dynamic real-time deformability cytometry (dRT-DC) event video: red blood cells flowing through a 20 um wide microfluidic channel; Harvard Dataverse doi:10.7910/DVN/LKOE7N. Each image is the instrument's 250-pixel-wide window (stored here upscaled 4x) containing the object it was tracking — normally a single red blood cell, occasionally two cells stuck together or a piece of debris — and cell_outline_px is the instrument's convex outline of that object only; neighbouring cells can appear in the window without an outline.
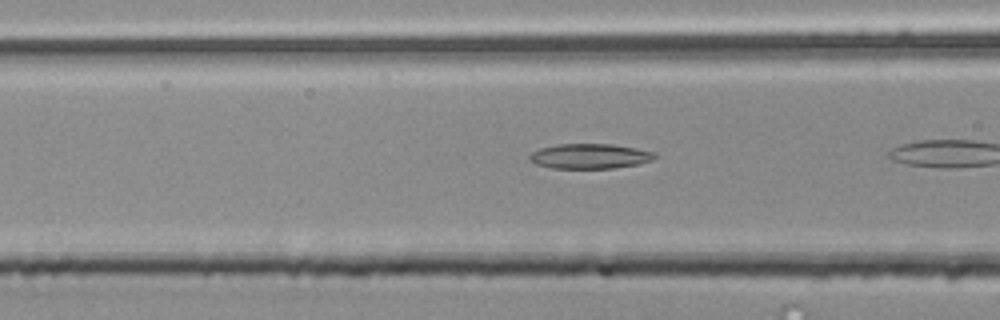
{"species": "common noctule bat (a hibernating species)", "species_latin": "Nyctalus noctula", "temperature_condition": "room temperature", "stored_images_in_passage": 10, "camera_frame_rate_fps": 3000, "um_per_image_px": 0.085, "animal": {"sex": "male", "body_mass_g": 20.4}, "frame": {"image": 1, "passage_image": 6, "time_ms": 1.667, "image_size_px": [1000, 320], "cell_outline_px": [[656, 156], [652, 160], [636, 164], [612, 168], [552, 168], [536, 164], [528, 160], [528, 156], [532, 152], [540, 148], [556, 144], [612, 144], [636, 148], [656, 152]], "centroid_in_image_um": [50.1, 13.27], "position_along_channel_um": 116.5, "area_um2": 18.21}}
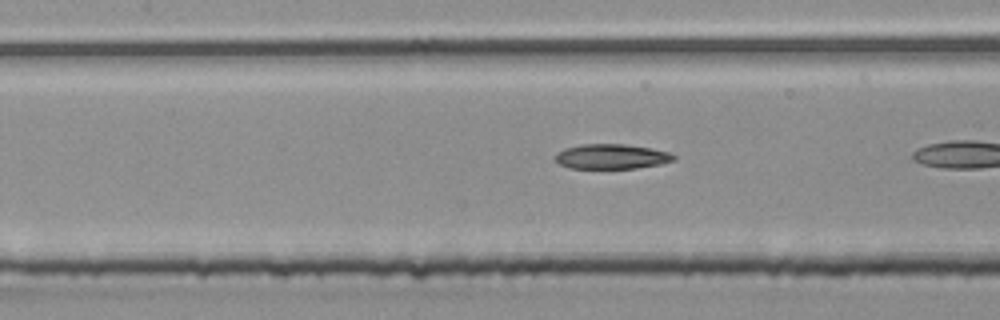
{"frame": {"image": 2, "passage_image": 9, "time_ms": 2.667, "image_size_px": [1000, 320], "cell_outline_px": [[676, 160], [660, 164], [636, 168], [572, 168], [560, 164], [556, 160], [556, 152], [564, 148], [584, 144], [624, 144], [652, 148], [672, 152], [676, 156]], "centroid_in_image_um": [52.04, 13.29], "position_along_channel_um": 155.4, "area_um2": 17.22}}